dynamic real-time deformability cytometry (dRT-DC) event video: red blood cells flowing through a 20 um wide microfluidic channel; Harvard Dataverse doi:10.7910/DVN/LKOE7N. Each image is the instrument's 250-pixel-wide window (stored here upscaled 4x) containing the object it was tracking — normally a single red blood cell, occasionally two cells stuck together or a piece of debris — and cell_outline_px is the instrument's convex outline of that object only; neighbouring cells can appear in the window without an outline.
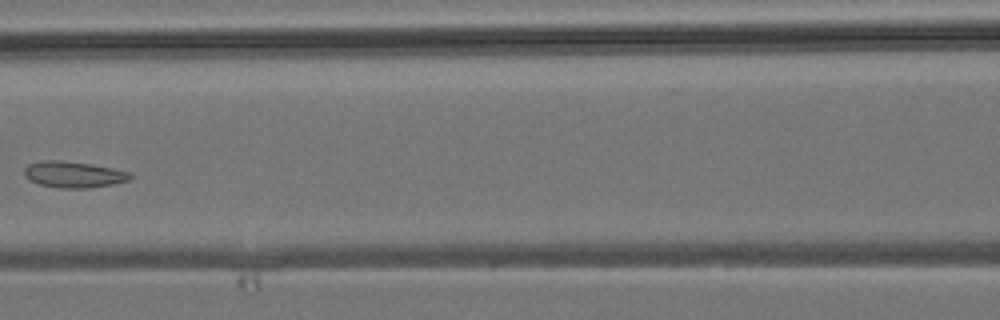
{"species": "common noctule bat (a hibernating species)", "species_latin": "Nyctalus noctula", "temperature_condition": "room temperature", "stored_images_in_passage": 7, "camera_frame_rate_fps": 3000, "um_per_image_px": 0.085, "animal": {"sex": "male", "body_mass_g": 19.2, "forearm_length_mm": 51.8}, "frame": {"image": 1, "passage_image": 6, "time_ms": 6.667, "image_size_px": [1000, 320], "cell_outline_px": [[132, 176], [128, 180], [112, 184], [88, 188], [60, 188], [40, 184], [24, 176], [24, 168], [28, 164], [44, 160], [60, 160], [92, 164], [132, 172]], "centroid_in_image_um": [6.26, 14.82], "position_along_channel_um": 160.3, "area_um2": 16.13}}
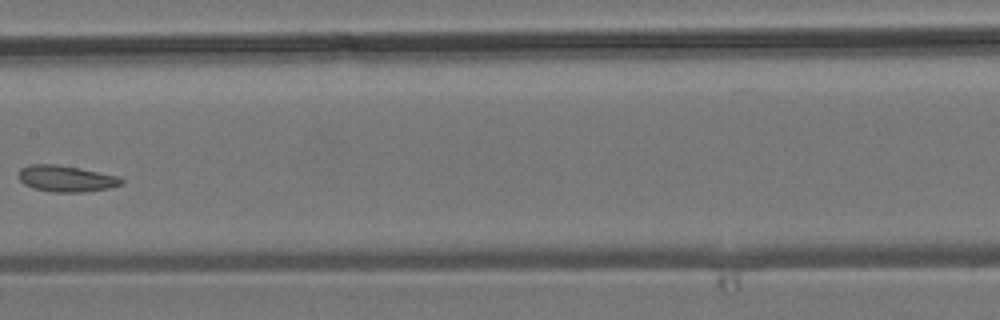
{"frame": {"image": 2, "passage_image": 7, "time_ms": 7.667, "image_size_px": [1000, 320], "cell_outline_px": [[124, 184], [108, 188], [84, 192], [56, 192], [32, 188], [24, 184], [20, 180], [20, 168], [28, 164], [56, 164], [80, 168], [116, 176], [124, 180]], "centroid_in_image_um": [5.61, 15.18], "position_along_channel_um": 201.8, "area_um2": 15.66}}